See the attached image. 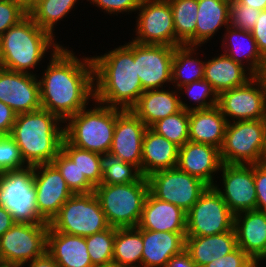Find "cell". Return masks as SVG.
<instances>
[{
  "instance_id": "31",
  "label": "cell",
  "mask_w": 266,
  "mask_h": 267,
  "mask_svg": "<svg viewBox=\"0 0 266 267\" xmlns=\"http://www.w3.org/2000/svg\"><path fill=\"white\" fill-rule=\"evenodd\" d=\"M231 0H198L195 46L207 43L221 27L229 26Z\"/></svg>"
},
{
  "instance_id": "46",
  "label": "cell",
  "mask_w": 266,
  "mask_h": 267,
  "mask_svg": "<svg viewBox=\"0 0 266 267\" xmlns=\"http://www.w3.org/2000/svg\"><path fill=\"white\" fill-rule=\"evenodd\" d=\"M254 180L257 195L256 209L266 212V163L254 164Z\"/></svg>"
},
{
  "instance_id": "21",
  "label": "cell",
  "mask_w": 266,
  "mask_h": 267,
  "mask_svg": "<svg viewBox=\"0 0 266 267\" xmlns=\"http://www.w3.org/2000/svg\"><path fill=\"white\" fill-rule=\"evenodd\" d=\"M237 245L251 259L266 260V212L250 210L234 215Z\"/></svg>"
},
{
  "instance_id": "15",
  "label": "cell",
  "mask_w": 266,
  "mask_h": 267,
  "mask_svg": "<svg viewBox=\"0 0 266 267\" xmlns=\"http://www.w3.org/2000/svg\"><path fill=\"white\" fill-rule=\"evenodd\" d=\"M222 184L224 188H219L214 184V188L221 195L231 212L236 215L241 212L256 210L257 195L254 180V164H226L223 163Z\"/></svg>"
},
{
  "instance_id": "12",
  "label": "cell",
  "mask_w": 266,
  "mask_h": 267,
  "mask_svg": "<svg viewBox=\"0 0 266 267\" xmlns=\"http://www.w3.org/2000/svg\"><path fill=\"white\" fill-rule=\"evenodd\" d=\"M49 223H14L0 237V256L3 263L24 267L26 263L46 252Z\"/></svg>"
},
{
  "instance_id": "49",
  "label": "cell",
  "mask_w": 266,
  "mask_h": 267,
  "mask_svg": "<svg viewBox=\"0 0 266 267\" xmlns=\"http://www.w3.org/2000/svg\"><path fill=\"white\" fill-rule=\"evenodd\" d=\"M16 116L11 107L0 101V136L10 135Z\"/></svg>"
},
{
  "instance_id": "34",
  "label": "cell",
  "mask_w": 266,
  "mask_h": 267,
  "mask_svg": "<svg viewBox=\"0 0 266 267\" xmlns=\"http://www.w3.org/2000/svg\"><path fill=\"white\" fill-rule=\"evenodd\" d=\"M78 0H32L27 4L28 15L43 30L55 37L54 25L71 12Z\"/></svg>"
},
{
  "instance_id": "41",
  "label": "cell",
  "mask_w": 266,
  "mask_h": 267,
  "mask_svg": "<svg viewBox=\"0 0 266 267\" xmlns=\"http://www.w3.org/2000/svg\"><path fill=\"white\" fill-rule=\"evenodd\" d=\"M183 89H184V92H186L188 97L191 99L190 101H193L195 105L197 104L194 107H190V105L188 106V104L180 100L181 108L186 111L209 109L214 106H217L218 104L219 95L214 90L212 85L204 79L197 80V81H194L192 83H189V84H186L180 87L178 89L180 95L184 94L182 93Z\"/></svg>"
},
{
  "instance_id": "29",
  "label": "cell",
  "mask_w": 266,
  "mask_h": 267,
  "mask_svg": "<svg viewBox=\"0 0 266 267\" xmlns=\"http://www.w3.org/2000/svg\"><path fill=\"white\" fill-rule=\"evenodd\" d=\"M179 147L150 127L144 133L141 173L144 177L153 172L175 168L178 162Z\"/></svg>"
},
{
  "instance_id": "18",
  "label": "cell",
  "mask_w": 266,
  "mask_h": 267,
  "mask_svg": "<svg viewBox=\"0 0 266 267\" xmlns=\"http://www.w3.org/2000/svg\"><path fill=\"white\" fill-rule=\"evenodd\" d=\"M37 75L0 69V101L18 115L42 108Z\"/></svg>"
},
{
  "instance_id": "11",
  "label": "cell",
  "mask_w": 266,
  "mask_h": 267,
  "mask_svg": "<svg viewBox=\"0 0 266 267\" xmlns=\"http://www.w3.org/2000/svg\"><path fill=\"white\" fill-rule=\"evenodd\" d=\"M234 229V214L214 187L186 213V236H209Z\"/></svg>"
},
{
  "instance_id": "51",
  "label": "cell",
  "mask_w": 266,
  "mask_h": 267,
  "mask_svg": "<svg viewBox=\"0 0 266 267\" xmlns=\"http://www.w3.org/2000/svg\"><path fill=\"white\" fill-rule=\"evenodd\" d=\"M29 263V264H28ZM29 267H59L56 261L47 253V251L40 257L27 262Z\"/></svg>"
},
{
  "instance_id": "7",
  "label": "cell",
  "mask_w": 266,
  "mask_h": 267,
  "mask_svg": "<svg viewBox=\"0 0 266 267\" xmlns=\"http://www.w3.org/2000/svg\"><path fill=\"white\" fill-rule=\"evenodd\" d=\"M0 206L15 223H45L37 208L34 166L0 172Z\"/></svg>"
},
{
  "instance_id": "30",
  "label": "cell",
  "mask_w": 266,
  "mask_h": 267,
  "mask_svg": "<svg viewBox=\"0 0 266 267\" xmlns=\"http://www.w3.org/2000/svg\"><path fill=\"white\" fill-rule=\"evenodd\" d=\"M204 62L203 79L212 85L218 95L223 91L243 86L254 77L245 66L224 53Z\"/></svg>"
},
{
  "instance_id": "52",
  "label": "cell",
  "mask_w": 266,
  "mask_h": 267,
  "mask_svg": "<svg viewBox=\"0 0 266 267\" xmlns=\"http://www.w3.org/2000/svg\"><path fill=\"white\" fill-rule=\"evenodd\" d=\"M11 214L0 206V237L14 225Z\"/></svg>"
},
{
  "instance_id": "36",
  "label": "cell",
  "mask_w": 266,
  "mask_h": 267,
  "mask_svg": "<svg viewBox=\"0 0 266 267\" xmlns=\"http://www.w3.org/2000/svg\"><path fill=\"white\" fill-rule=\"evenodd\" d=\"M100 168L103 173L101 184H127L138 182L143 174L133 164L123 162L110 152L99 154Z\"/></svg>"
},
{
  "instance_id": "10",
  "label": "cell",
  "mask_w": 266,
  "mask_h": 267,
  "mask_svg": "<svg viewBox=\"0 0 266 267\" xmlns=\"http://www.w3.org/2000/svg\"><path fill=\"white\" fill-rule=\"evenodd\" d=\"M149 192L157 199L180 207L186 213L209 187L200 179L177 167L147 176Z\"/></svg>"
},
{
  "instance_id": "17",
  "label": "cell",
  "mask_w": 266,
  "mask_h": 267,
  "mask_svg": "<svg viewBox=\"0 0 266 267\" xmlns=\"http://www.w3.org/2000/svg\"><path fill=\"white\" fill-rule=\"evenodd\" d=\"M34 185L39 216L50 223L73 193L52 163L34 166Z\"/></svg>"
},
{
  "instance_id": "39",
  "label": "cell",
  "mask_w": 266,
  "mask_h": 267,
  "mask_svg": "<svg viewBox=\"0 0 266 267\" xmlns=\"http://www.w3.org/2000/svg\"><path fill=\"white\" fill-rule=\"evenodd\" d=\"M61 150L74 162L77 163L81 173H84L87 180L97 187L101 184L103 173L100 168L99 154L83 150L71 145L63 139Z\"/></svg>"
},
{
  "instance_id": "33",
  "label": "cell",
  "mask_w": 266,
  "mask_h": 267,
  "mask_svg": "<svg viewBox=\"0 0 266 267\" xmlns=\"http://www.w3.org/2000/svg\"><path fill=\"white\" fill-rule=\"evenodd\" d=\"M197 48L198 46L180 45L174 49L171 83L177 90L186 84L204 78L205 62L199 60L196 56L193 58Z\"/></svg>"
},
{
  "instance_id": "53",
  "label": "cell",
  "mask_w": 266,
  "mask_h": 267,
  "mask_svg": "<svg viewBox=\"0 0 266 267\" xmlns=\"http://www.w3.org/2000/svg\"><path fill=\"white\" fill-rule=\"evenodd\" d=\"M237 4H246L256 10H266V0H234Z\"/></svg>"
},
{
  "instance_id": "44",
  "label": "cell",
  "mask_w": 266,
  "mask_h": 267,
  "mask_svg": "<svg viewBox=\"0 0 266 267\" xmlns=\"http://www.w3.org/2000/svg\"><path fill=\"white\" fill-rule=\"evenodd\" d=\"M259 14L260 10H256L246 4H237L234 0H231L229 8V25L234 28L251 32Z\"/></svg>"
},
{
  "instance_id": "27",
  "label": "cell",
  "mask_w": 266,
  "mask_h": 267,
  "mask_svg": "<svg viewBox=\"0 0 266 267\" xmlns=\"http://www.w3.org/2000/svg\"><path fill=\"white\" fill-rule=\"evenodd\" d=\"M238 247L235 229L209 236H186L185 250L197 267H204Z\"/></svg>"
},
{
  "instance_id": "45",
  "label": "cell",
  "mask_w": 266,
  "mask_h": 267,
  "mask_svg": "<svg viewBox=\"0 0 266 267\" xmlns=\"http://www.w3.org/2000/svg\"><path fill=\"white\" fill-rule=\"evenodd\" d=\"M90 4L101 8L104 13L118 15L117 13L137 11L140 6L141 0H87ZM116 13V14H115Z\"/></svg>"
},
{
  "instance_id": "25",
  "label": "cell",
  "mask_w": 266,
  "mask_h": 267,
  "mask_svg": "<svg viewBox=\"0 0 266 267\" xmlns=\"http://www.w3.org/2000/svg\"><path fill=\"white\" fill-rule=\"evenodd\" d=\"M225 30L226 33L222 41L223 49H225L224 54L247 67V70L254 76L262 75L266 67V61L259 52L252 33L230 25Z\"/></svg>"
},
{
  "instance_id": "56",
  "label": "cell",
  "mask_w": 266,
  "mask_h": 267,
  "mask_svg": "<svg viewBox=\"0 0 266 267\" xmlns=\"http://www.w3.org/2000/svg\"><path fill=\"white\" fill-rule=\"evenodd\" d=\"M3 68V63H2V55H1V49H0V69Z\"/></svg>"
},
{
  "instance_id": "55",
  "label": "cell",
  "mask_w": 266,
  "mask_h": 267,
  "mask_svg": "<svg viewBox=\"0 0 266 267\" xmlns=\"http://www.w3.org/2000/svg\"><path fill=\"white\" fill-rule=\"evenodd\" d=\"M0 267H22V266L1 262Z\"/></svg>"
},
{
  "instance_id": "6",
  "label": "cell",
  "mask_w": 266,
  "mask_h": 267,
  "mask_svg": "<svg viewBox=\"0 0 266 267\" xmlns=\"http://www.w3.org/2000/svg\"><path fill=\"white\" fill-rule=\"evenodd\" d=\"M94 193L110 227H137L149 193L147 177L127 184H100Z\"/></svg>"
},
{
  "instance_id": "43",
  "label": "cell",
  "mask_w": 266,
  "mask_h": 267,
  "mask_svg": "<svg viewBox=\"0 0 266 267\" xmlns=\"http://www.w3.org/2000/svg\"><path fill=\"white\" fill-rule=\"evenodd\" d=\"M28 14L23 0H0V37Z\"/></svg>"
},
{
  "instance_id": "57",
  "label": "cell",
  "mask_w": 266,
  "mask_h": 267,
  "mask_svg": "<svg viewBox=\"0 0 266 267\" xmlns=\"http://www.w3.org/2000/svg\"><path fill=\"white\" fill-rule=\"evenodd\" d=\"M262 76L264 77V79H265V81H266V67H265V70H264Z\"/></svg>"
},
{
  "instance_id": "42",
  "label": "cell",
  "mask_w": 266,
  "mask_h": 267,
  "mask_svg": "<svg viewBox=\"0 0 266 267\" xmlns=\"http://www.w3.org/2000/svg\"><path fill=\"white\" fill-rule=\"evenodd\" d=\"M27 166L15 140L10 135L0 136V172L22 169Z\"/></svg>"
},
{
  "instance_id": "20",
  "label": "cell",
  "mask_w": 266,
  "mask_h": 267,
  "mask_svg": "<svg viewBox=\"0 0 266 267\" xmlns=\"http://www.w3.org/2000/svg\"><path fill=\"white\" fill-rule=\"evenodd\" d=\"M222 164L220 149L213 145L188 141L178 150L176 167L200 179L209 187L214 186V174L220 170Z\"/></svg>"
},
{
  "instance_id": "14",
  "label": "cell",
  "mask_w": 266,
  "mask_h": 267,
  "mask_svg": "<svg viewBox=\"0 0 266 267\" xmlns=\"http://www.w3.org/2000/svg\"><path fill=\"white\" fill-rule=\"evenodd\" d=\"M136 17V37L139 44L183 45L175 35L173 14L168 0H141Z\"/></svg>"
},
{
  "instance_id": "8",
  "label": "cell",
  "mask_w": 266,
  "mask_h": 267,
  "mask_svg": "<svg viewBox=\"0 0 266 267\" xmlns=\"http://www.w3.org/2000/svg\"><path fill=\"white\" fill-rule=\"evenodd\" d=\"M266 119L229 122L220 149L222 163L253 165L264 161Z\"/></svg>"
},
{
  "instance_id": "40",
  "label": "cell",
  "mask_w": 266,
  "mask_h": 267,
  "mask_svg": "<svg viewBox=\"0 0 266 267\" xmlns=\"http://www.w3.org/2000/svg\"><path fill=\"white\" fill-rule=\"evenodd\" d=\"M65 179L68 188L73 194H88L94 192L95 187L81 173L77 166L62 150L51 162Z\"/></svg>"
},
{
  "instance_id": "37",
  "label": "cell",
  "mask_w": 266,
  "mask_h": 267,
  "mask_svg": "<svg viewBox=\"0 0 266 267\" xmlns=\"http://www.w3.org/2000/svg\"><path fill=\"white\" fill-rule=\"evenodd\" d=\"M150 128L180 148L189 141V111L181 109L158 120Z\"/></svg>"
},
{
  "instance_id": "19",
  "label": "cell",
  "mask_w": 266,
  "mask_h": 267,
  "mask_svg": "<svg viewBox=\"0 0 266 267\" xmlns=\"http://www.w3.org/2000/svg\"><path fill=\"white\" fill-rule=\"evenodd\" d=\"M147 128L131 110L116 108V125L109 152L141 170L142 146Z\"/></svg>"
},
{
  "instance_id": "2",
  "label": "cell",
  "mask_w": 266,
  "mask_h": 267,
  "mask_svg": "<svg viewBox=\"0 0 266 267\" xmlns=\"http://www.w3.org/2000/svg\"><path fill=\"white\" fill-rule=\"evenodd\" d=\"M94 68V101L130 110L144 92L136 63L134 41L120 45L104 55L92 57Z\"/></svg>"
},
{
  "instance_id": "48",
  "label": "cell",
  "mask_w": 266,
  "mask_h": 267,
  "mask_svg": "<svg viewBox=\"0 0 266 267\" xmlns=\"http://www.w3.org/2000/svg\"><path fill=\"white\" fill-rule=\"evenodd\" d=\"M251 33L256 41L259 52L266 61V10L260 11L258 18L255 20V26L251 30Z\"/></svg>"
},
{
  "instance_id": "4",
  "label": "cell",
  "mask_w": 266,
  "mask_h": 267,
  "mask_svg": "<svg viewBox=\"0 0 266 267\" xmlns=\"http://www.w3.org/2000/svg\"><path fill=\"white\" fill-rule=\"evenodd\" d=\"M61 46L27 14L0 37L3 68L33 74L30 70L39 65L50 52L48 49L58 50Z\"/></svg>"
},
{
  "instance_id": "23",
  "label": "cell",
  "mask_w": 266,
  "mask_h": 267,
  "mask_svg": "<svg viewBox=\"0 0 266 267\" xmlns=\"http://www.w3.org/2000/svg\"><path fill=\"white\" fill-rule=\"evenodd\" d=\"M186 233L142 229V267H166L168 261L185 249Z\"/></svg>"
},
{
  "instance_id": "54",
  "label": "cell",
  "mask_w": 266,
  "mask_h": 267,
  "mask_svg": "<svg viewBox=\"0 0 266 267\" xmlns=\"http://www.w3.org/2000/svg\"><path fill=\"white\" fill-rule=\"evenodd\" d=\"M260 260L251 259L244 267H258Z\"/></svg>"
},
{
  "instance_id": "38",
  "label": "cell",
  "mask_w": 266,
  "mask_h": 267,
  "mask_svg": "<svg viewBox=\"0 0 266 267\" xmlns=\"http://www.w3.org/2000/svg\"><path fill=\"white\" fill-rule=\"evenodd\" d=\"M115 227L85 237L88 253L95 267H113Z\"/></svg>"
},
{
  "instance_id": "13",
  "label": "cell",
  "mask_w": 266,
  "mask_h": 267,
  "mask_svg": "<svg viewBox=\"0 0 266 267\" xmlns=\"http://www.w3.org/2000/svg\"><path fill=\"white\" fill-rule=\"evenodd\" d=\"M217 106L228 123L266 119V81L264 77L262 75L254 76L243 86L221 92L218 96ZM230 117L232 121L229 119Z\"/></svg>"
},
{
  "instance_id": "59",
  "label": "cell",
  "mask_w": 266,
  "mask_h": 267,
  "mask_svg": "<svg viewBox=\"0 0 266 267\" xmlns=\"http://www.w3.org/2000/svg\"><path fill=\"white\" fill-rule=\"evenodd\" d=\"M26 4H29L32 0H23Z\"/></svg>"
},
{
  "instance_id": "32",
  "label": "cell",
  "mask_w": 266,
  "mask_h": 267,
  "mask_svg": "<svg viewBox=\"0 0 266 267\" xmlns=\"http://www.w3.org/2000/svg\"><path fill=\"white\" fill-rule=\"evenodd\" d=\"M142 250V229L138 227L115 228L113 267H140Z\"/></svg>"
},
{
  "instance_id": "26",
  "label": "cell",
  "mask_w": 266,
  "mask_h": 267,
  "mask_svg": "<svg viewBox=\"0 0 266 267\" xmlns=\"http://www.w3.org/2000/svg\"><path fill=\"white\" fill-rule=\"evenodd\" d=\"M178 90L154 89L144 91L130 109L147 127L158 120L179 112L182 108Z\"/></svg>"
},
{
  "instance_id": "9",
  "label": "cell",
  "mask_w": 266,
  "mask_h": 267,
  "mask_svg": "<svg viewBox=\"0 0 266 267\" xmlns=\"http://www.w3.org/2000/svg\"><path fill=\"white\" fill-rule=\"evenodd\" d=\"M109 227L95 193L73 194L49 223L53 231L91 236Z\"/></svg>"
},
{
  "instance_id": "1",
  "label": "cell",
  "mask_w": 266,
  "mask_h": 267,
  "mask_svg": "<svg viewBox=\"0 0 266 267\" xmlns=\"http://www.w3.org/2000/svg\"><path fill=\"white\" fill-rule=\"evenodd\" d=\"M50 53L49 65L39 80L41 106L65 122L94 100L93 62L91 57L78 59L63 46Z\"/></svg>"
},
{
  "instance_id": "28",
  "label": "cell",
  "mask_w": 266,
  "mask_h": 267,
  "mask_svg": "<svg viewBox=\"0 0 266 267\" xmlns=\"http://www.w3.org/2000/svg\"><path fill=\"white\" fill-rule=\"evenodd\" d=\"M227 124L218 106L189 111V141L221 149Z\"/></svg>"
},
{
  "instance_id": "22",
  "label": "cell",
  "mask_w": 266,
  "mask_h": 267,
  "mask_svg": "<svg viewBox=\"0 0 266 267\" xmlns=\"http://www.w3.org/2000/svg\"><path fill=\"white\" fill-rule=\"evenodd\" d=\"M137 227L150 231L186 233V212L172 203L157 199L149 192Z\"/></svg>"
},
{
  "instance_id": "47",
  "label": "cell",
  "mask_w": 266,
  "mask_h": 267,
  "mask_svg": "<svg viewBox=\"0 0 266 267\" xmlns=\"http://www.w3.org/2000/svg\"><path fill=\"white\" fill-rule=\"evenodd\" d=\"M251 258L240 248L218 259H215L204 267H244Z\"/></svg>"
},
{
  "instance_id": "3",
  "label": "cell",
  "mask_w": 266,
  "mask_h": 267,
  "mask_svg": "<svg viewBox=\"0 0 266 267\" xmlns=\"http://www.w3.org/2000/svg\"><path fill=\"white\" fill-rule=\"evenodd\" d=\"M60 123L64 122L43 108L16 116L10 136L28 166L51 163L61 151L64 127Z\"/></svg>"
},
{
  "instance_id": "35",
  "label": "cell",
  "mask_w": 266,
  "mask_h": 267,
  "mask_svg": "<svg viewBox=\"0 0 266 267\" xmlns=\"http://www.w3.org/2000/svg\"><path fill=\"white\" fill-rule=\"evenodd\" d=\"M173 14L176 38L183 44L195 46L198 0H168Z\"/></svg>"
},
{
  "instance_id": "58",
  "label": "cell",
  "mask_w": 266,
  "mask_h": 267,
  "mask_svg": "<svg viewBox=\"0 0 266 267\" xmlns=\"http://www.w3.org/2000/svg\"><path fill=\"white\" fill-rule=\"evenodd\" d=\"M264 163H266V149H265V152H264Z\"/></svg>"
},
{
  "instance_id": "16",
  "label": "cell",
  "mask_w": 266,
  "mask_h": 267,
  "mask_svg": "<svg viewBox=\"0 0 266 267\" xmlns=\"http://www.w3.org/2000/svg\"><path fill=\"white\" fill-rule=\"evenodd\" d=\"M175 47L134 42V62L144 91L163 89L172 82V59Z\"/></svg>"
},
{
  "instance_id": "5",
  "label": "cell",
  "mask_w": 266,
  "mask_h": 267,
  "mask_svg": "<svg viewBox=\"0 0 266 267\" xmlns=\"http://www.w3.org/2000/svg\"><path fill=\"white\" fill-rule=\"evenodd\" d=\"M95 103L97 106L85 107L64 122V138L77 148L103 154L111 148L116 108Z\"/></svg>"
},
{
  "instance_id": "50",
  "label": "cell",
  "mask_w": 266,
  "mask_h": 267,
  "mask_svg": "<svg viewBox=\"0 0 266 267\" xmlns=\"http://www.w3.org/2000/svg\"><path fill=\"white\" fill-rule=\"evenodd\" d=\"M166 267H197L192 261L189 253L184 249L181 253L174 255L166 264Z\"/></svg>"
},
{
  "instance_id": "24",
  "label": "cell",
  "mask_w": 266,
  "mask_h": 267,
  "mask_svg": "<svg viewBox=\"0 0 266 267\" xmlns=\"http://www.w3.org/2000/svg\"><path fill=\"white\" fill-rule=\"evenodd\" d=\"M46 251L59 267H95L91 262L85 237L49 228Z\"/></svg>"
}]
</instances>
